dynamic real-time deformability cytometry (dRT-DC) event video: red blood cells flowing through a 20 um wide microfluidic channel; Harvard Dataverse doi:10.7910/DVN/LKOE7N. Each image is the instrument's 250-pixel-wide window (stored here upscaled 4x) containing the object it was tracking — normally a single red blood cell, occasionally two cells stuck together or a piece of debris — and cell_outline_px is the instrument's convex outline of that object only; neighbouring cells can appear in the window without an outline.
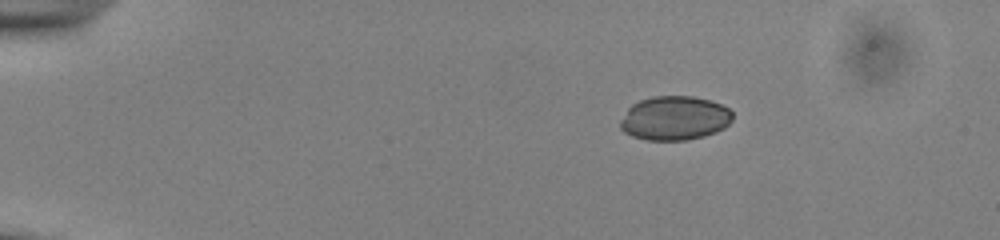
{"species": "common noctule bat (a hibernating species)", "species_latin": "Nyctalus noctula", "temperature_condition": "cold", "stored_images_in_passage": 45, "camera_frame_rate_fps": 3000, "um_per_image_px": 0.085, "animal": {"sex": "male", "body_mass_g": 13.0, "forearm_length_mm": 53.1}, "frame": {"image": 1, "passage_image": 1, "time_ms": 0.0, "image_size_px": [1000, 240], "cell_outline_px": [[732, 120], [724, 128], [716, 132], [704, 136], [688, 140], [648, 140], [632, 136], [624, 132], [620, 128], [620, 120], [628, 108], [632, 104], [640, 100], [652, 96], [692, 96], [712, 100], [728, 108], [732, 112]], "centroid_in_image_um": [57.34, 10.04], "position_along_channel_um": 27.7, "area_um2": 29.02}}
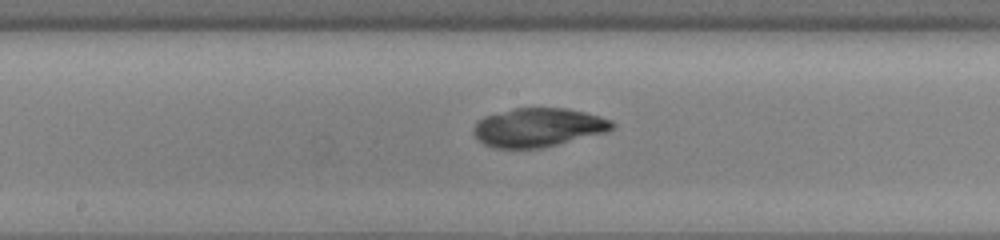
{"frame": {"image": 2, "passage_image": 21, "time_ms": 6.667, "image_size_px": [1000, 240], "cell_outline_px": [[616, 128], [608, 132], [540, 148], [492, 148], [484, 144], [472, 132], [472, 128], [484, 116], [516, 108], [568, 108], [600, 116], [612, 120], [616, 124]], "centroid_in_image_um": [45.79, 10.83], "position_along_channel_um": 202.4, "area_um2": 31.33}}
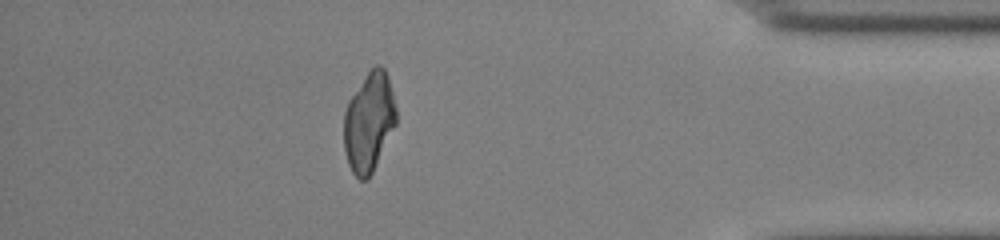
{"frame": {"image": 3, "passage_image": 39, "time_ms": 12.667, "image_size_px": [1000, 240], "cell_outline_px": [[396, 124], [368, 180], [360, 180], [352, 172], [348, 164], [344, 152], [344, 112], [348, 100], [368, 72], [376, 64], [380, 64], [384, 68], [388, 76], [396, 108]], "centroid_in_image_um": [31.35, 10.38], "position_along_channel_um": 403.9, "area_um2": 30.17}}